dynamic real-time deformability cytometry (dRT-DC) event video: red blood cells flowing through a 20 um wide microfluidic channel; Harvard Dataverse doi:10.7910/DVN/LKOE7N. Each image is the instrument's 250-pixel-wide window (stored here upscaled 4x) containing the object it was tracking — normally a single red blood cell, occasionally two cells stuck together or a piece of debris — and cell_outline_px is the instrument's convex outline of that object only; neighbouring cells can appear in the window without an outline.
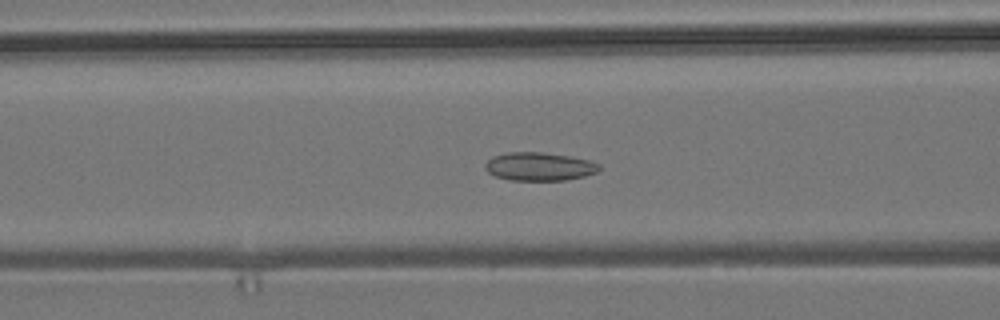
{"species": "common noctule bat (a hibernating species)", "species_latin": "Nyctalus noctula", "temperature_condition": "room temperature", "stored_images_in_passage": 56, "camera_frame_rate_fps": 3000, "um_per_image_px": 0.085, "animal": {"sex": "male", "body_mass_g": 19.2, "forearm_length_mm": 51.8}, "frame": {"image": 1, "passage_image": 23, "time_ms": 7.333, "image_size_px": [1000, 320], "cell_outline_px": [[600, 168], [596, 172], [584, 176], [564, 180], [508, 180], [496, 176], [488, 172], [484, 168], [484, 164], [492, 156], [508, 152], [540, 152], [572, 156], [588, 160], [600, 164]], "centroid_in_image_um": [45.82, 14.15], "position_along_channel_um": 120.8, "area_um2": 18.84}}
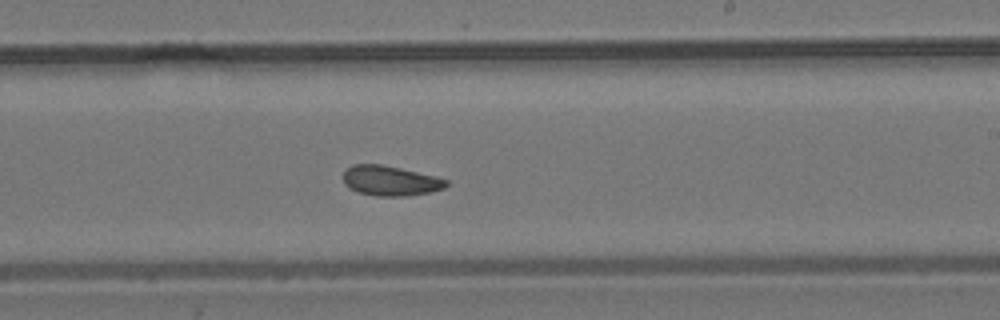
{"frame": {"image": 2, "passage_image": 34, "time_ms": 11.0, "image_size_px": [1000, 320], "cell_outline_px": [[448, 184], [444, 188], [428, 192], [404, 196], [376, 196], [356, 192], [348, 188], [344, 184], [344, 172], [352, 164], [380, 164], [400, 168], [436, 176], [448, 180]], "centroid_in_image_um": [33.15, 15.36], "position_along_channel_um": 255.8, "area_um2": 17.98}}
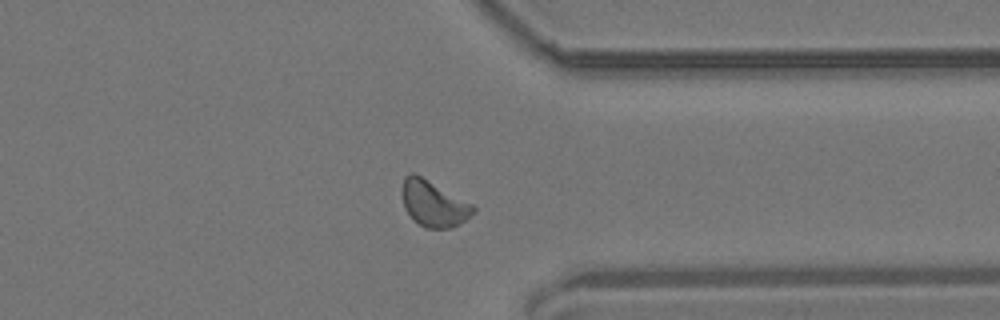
{"frame": {"image": 3, "passage_image": 44, "time_ms": 14.333, "image_size_px": [1000, 320], "cell_outline_px": [[476, 212], [452, 228], [424, 228], [412, 220], [404, 208], [400, 192], [404, 176], [408, 172], [412, 172], [420, 176], [472, 204], [476, 208]], "centroid_in_image_um": [36.79, 17.32], "position_along_channel_um": 374.6, "area_um2": 19.13}, "authors_computed_cell_mechanics": {"area_um2": 18.7272, "velocity_mm_per_s": 3.6907, "shape_relaxation_time_tau1_ms": 7.799, "shape_relaxation_time_tau2_ms": 2.0153, "deformation_change_tau1": 0.0905, "deformation_change_tau2": 0.0706}}